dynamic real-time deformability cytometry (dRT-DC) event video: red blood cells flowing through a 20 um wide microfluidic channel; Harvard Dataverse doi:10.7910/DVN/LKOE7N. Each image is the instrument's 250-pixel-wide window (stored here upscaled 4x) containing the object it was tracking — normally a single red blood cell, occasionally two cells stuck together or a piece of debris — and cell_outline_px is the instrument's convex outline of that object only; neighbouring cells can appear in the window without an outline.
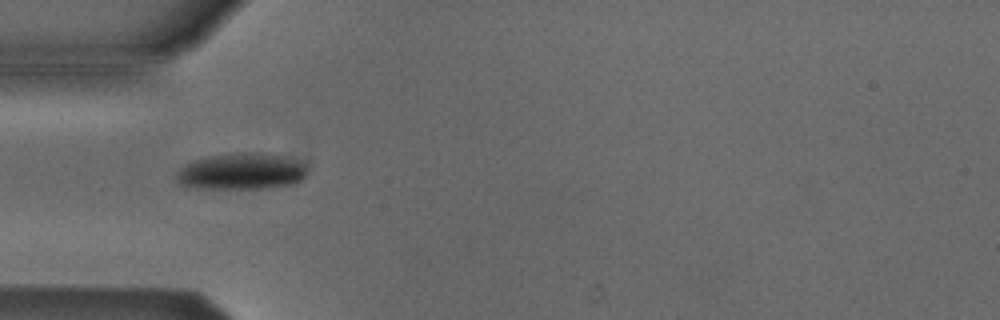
{"species": "Egyptian fruit bat (a non-hibernating species)", "species_latin": "Rousettus aegyptiacus", "temperature_condition": "cold", "stored_images_in_passage": 2, "camera_frame_rate_fps": 3000, "um_per_image_px": 0.085, "animal": {"sex": "male"}, "frame": {"image": 1, "passage_image": 1, "time_ms": 0.0, "image_size_px": [1000, 320], "cell_outline_px": [[308, 172], [296, 184], [264, 188], [196, 188], [180, 184], [176, 180], [176, 172], [184, 164], [192, 160], [208, 156], [236, 152], [252, 152], [280, 156], [304, 164]], "centroid_in_image_um": [20.47, 14.57], "position_along_channel_um": 64.5, "area_um2": 27.74}}